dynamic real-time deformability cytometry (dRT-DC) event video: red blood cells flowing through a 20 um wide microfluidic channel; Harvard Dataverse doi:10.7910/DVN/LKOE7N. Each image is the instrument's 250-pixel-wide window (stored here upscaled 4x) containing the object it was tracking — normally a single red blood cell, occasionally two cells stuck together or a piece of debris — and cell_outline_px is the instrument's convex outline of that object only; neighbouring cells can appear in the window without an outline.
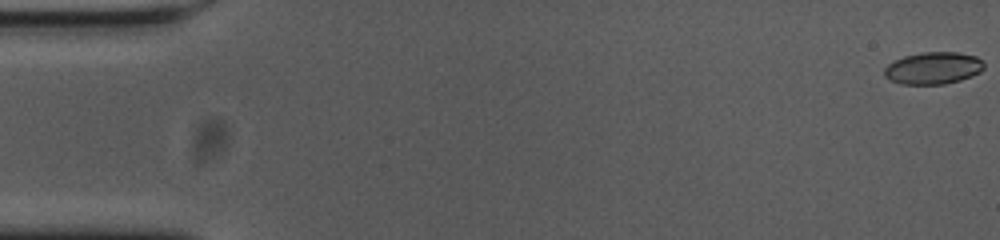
{"species": "common noctule bat (a hibernating species)", "species_latin": "Nyctalus noctula", "temperature_condition": "cold", "stored_images_in_passage": 56, "camera_frame_rate_fps": 3000, "um_per_image_px": 0.085, "animal": {"sex": "female", "body_mass_g": 23.0, "forearm_length_mm": 53.4}, "frame": {"image": 1, "passage_image": 1, "time_ms": 0.0, "image_size_px": [1000, 240], "cell_outline_px": [[984, 68], [980, 72], [972, 76], [960, 80], [944, 84], [900, 84], [884, 76], [884, 68], [892, 60], [904, 56], [924, 52], [956, 52], [976, 56], [984, 64]], "centroid_in_image_um": [79.3, 5.79], "position_along_channel_um": 5.7, "area_um2": 18.67}}
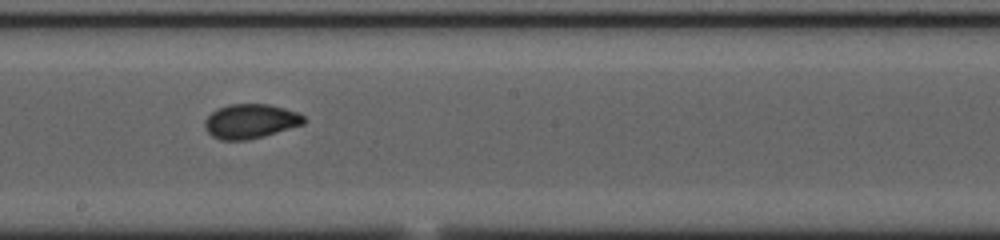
{"frame": {"image": 2, "passage_image": 31, "time_ms": 10.0, "image_size_px": [1000, 240], "cell_outline_px": [[308, 120], [304, 124], [264, 136], [244, 140], [220, 140], [212, 136], [204, 128], [204, 120], [216, 108], [228, 104], [268, 104], [284, 108], [296, 112], [304, 116]], "centroid_in_image_um": [21.28, 10.3], "position_along_channel_um": 226.9, "area_um2": 20.0}}
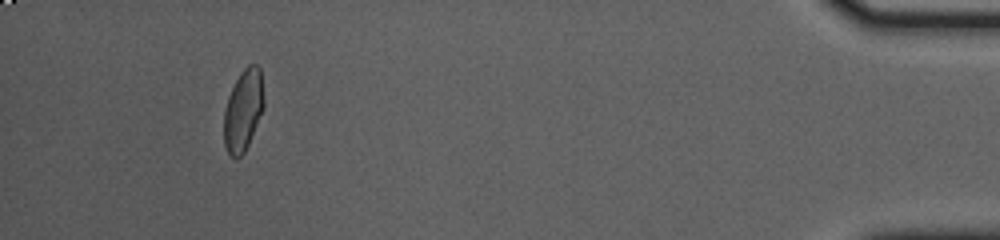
{"frame": {"image": 3, "passage_image": 52, "time_ms": 17.0, "image_size_px": [1000, 240], "cell_outline_px": [[264, 108], [248, 144], [244, 152], [236, 160], [228, 152], [224, 144], [224, 108], [228, 96], [240, 72], [248, 64], [256, 64], [260, 68], [264, 100]], "centroid_in_image_um": [20.67, 9.36], "position_along_channel_um": 414.5, "area_um2": 18.96}, "authors_computed_cell_mechanics": {"area_um2": 19.4208, "velocity_mm_per_s": 3.69, "shape_relaxation_time_tau1_ms": 9.5482, "shape_relaxation_time_tau2_ms": 1.1791, "deformation_change_tau1": 0.1945, "deformation_change_tau2": 0.0505}}